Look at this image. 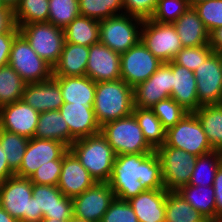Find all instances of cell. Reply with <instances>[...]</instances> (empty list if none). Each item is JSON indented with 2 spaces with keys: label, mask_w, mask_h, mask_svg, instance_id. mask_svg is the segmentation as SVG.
<instances>
[{
  "label": "cell",
  "mask_w": 222,
  "mask_h": 222,
  "mask_svg": "<svg viewBox=\"0 0 222 222\" xmlns=\"http://www.w3.org/2000/svg\"><path fill=\"white\" fill-rule=\"evenodd\" d=\"M0 222H19L9 215L1 206H0Z\"/></svg>",
  "instance_id": "f5cc1de1"
},
{
  "label": "cell",
  "mask_w": 222,
  "mask_h": 222,
  "mask_svg": "<svg viewBox=\"0 0 222 222\" xmlns=\"http://www.w3.org/2000/svg\"><path fill=\"white\" fill-rule=\"evenodd\" d=\"M143 19L128 14L99 21V42L118 54L127 52L141 40Z\"/></svg>",
  "instance_id": "8992f818"
},
{
  "label": "cell",
  "mask_w": 222,
  "mask_h": 222,
  "mask_svg": "<svg viewBox=\"0 0 222 222\" xmlns=\"http://www.w3.org/2000/svg\"><path fill=\"white\" fill-rule=\"evenodd\" d=\"M86 76L94 82L121 79L120 54L98 42L89 47Z\"/></svg>",
  "instance_id": "d6986e66"
},
{
  "label": "cell",
  "mask_w": 222,
  "mask_h": 222,
  "mask_svg": "<svg viewBox=\"0 0 222 222\" xmlns=\"http://www.w3.org/2000/svg\"><path fill=\"white\" fill-rule=\"evenodd\" d=\"M68 150L69 148L59 141L33 137L29 139L22 163L15 175L30 178L43 164L52 160H63Z\"/></svg>",
  "instance_id": "2e32d148"
},
{
  "label": "cell",
  "mask_w": 222,
  "mask_h": 222,
  "mask_svg": "<svg viewBox=\"0 0 222 222\" xmlns=\"http://www.w3.org/2000/svg\"><path fill=\"white\" fill-rule=\"evenodd\" d=\"M80 14L98 21L124 14L122 0H78Z\"/></svg>",
  "instance_id": "d590c367"
},
{
  "label": "cell",
  "mask_w": 222,
  "mask_h": 222,
  "mask_svg": "<svg viewBox=\"0 0 222 222\" xmlns=\"http://www.w3.org/2000/svg\"><path fill=\"white\" fill-rule=\"evenodd\" d=\"M209 45L214 52L222 50V26L209 34Z\"/></svg>",
  "instance_id": "816d5d0a"
},
{
  "label": "cell",
  "mask_w": 222,
  "mask_h": 222,
  "mask_svg": "<svg viewBox=\"0 0 222 222\" xmlns=\"http://www.w3.org/2000/svg\"><path fill=\"white\" fill-rule=\"evenodd\" d=\"M115 197L122 201L151 189H165L161 161L156 151L116 155L108 181Z\"/></svg>",
  "instance_id": "6da1fadb"
},
{
  "label": "cell",
  "mask_w": 222,
  "mask_h": 222,
  "mask_svg": "<svg viewBox=\"0 0 222 222\" xmlns=\"http://www.w3.org/2000/svg\"><path fill=\"white\" fill-rule=\"evenodd\" d=\"M173 25L183 47H198L209 44V33L194 7L190 6Z\"/></svg>",
  "instance_id": "484cf974"
},
{
  "label": "cell",
  "mask_w": 222,
  "mask_h": 222,
  "mask_svg": "<svg viewBox=\"0 0 222 222\" xmlns=\"http://www.w3.org/2000/svg\"><path fill=\"white\" fill-rule=\"evenodd\" d=\"M78 0H49L48 22L64 29L80 16Z\"/></svg>",
  "instance_id": "f35d334b"
},
{
  "label": "cell",
  "mask_w": 222,
  "mask_h": 222,
  "mask_svg": "<svg viewBox=\"0 0 222 222\" xmlns=\"http://www.w3.org/2000/svg\"><path fill=\"white\" fill-rule=\"evenodd\" d=\"M33 198L38 205V216L68 221L73 216L72 198L62 194L57 186L33 184Z\"/></svg>",
  "instance_id": "ac0fdd59"
},
{
  "label": "cell",
  "mask_w": 222,
  "mask_h": 222,
  "mask_svg": "<svg viewBox=\"0 0 222 222\" xmlns=\"http://www.w3.org/2000/svg\"><path fill=\"white\" fill-rule=\"evenodd\" d=\"M69 149L96 182L108 183L116 155L101 132L76 139Z\"/></svg>",
  "instance_id": "3957f363"
},
{
  "label": "cell",
  "mask_w": 222,
  "mask_h": 222,
  "mask_svg": "<svg viewBox=\"0 0 222 222\" xmlns=\"http://www.w3.org/2000/svg\"><path fill=\"white\" fill-rule=\"evenodd\" d=\"M166 189H151L128 200L139 222H165Z\"/></svg>",
  "instance_id": "603a6c76"
},
{
  "label": "cell",
  "mask_w": 222,
  "mask_h": 222,
  "mask_svg": "<svg viewBox=\"0 0 222 222\" xmlns=\"http://www.w3.org/2000/svg\"><path fill=\"white\" fill-rule=\"evenodd\" d=\"M177 192L208 222L216 220L215 191L213 186L202 187L187 184L180 187Z\"/></svg>",
  "instance_id": "f1b7e54d"
},
{
  "label": "cell",
  "mask_w": 222,
  "mask_h": 222,
  "mask_svg": "<svg viewBox=\"0 0 222 222\" xmlns=\"http://www.w3.org/2000/svg\"><path fill=\"white\" fill-rule=\"evenodd\" d=\"M22 99L39 113L59 110L64 104L60 86L52 76L37 83H26Z\"/></svg>",
  "instance_id": "44dd1931"
},
{
  "label": "cell",
  "mask_w": 222,
  "mask_h": 222,
  "mask_svg": "<svg viewBox=\"0 0 222 222\" xmlns=\"http://www.w3.org/2000/svg\"><path fill=\"white\" fill-rule=\"evenodd\" d=\"M101 222H139L128 201L117 198L110 204Z\"/></svg>",
  "instance_id": "f6af8a7d"
},
{
  "label": "cell",
  "mask_w": 222,
  "mask_h": 222,
  "mask_svg": "<svg viewBox=\"0 0 222 222\" xmlns=\"http://www.w3.org/2000/svg\"><path fill=\"white\" fill-rule=\"evenodd\" d=\"M173 98L186 111L194 112L199 109L197 83L193 71L175 64L172 61V93Z\"/></svg>",
  "instance_id": "cb8c5ba5"
},
{
  "label": "cell",
  "mask_w": 222,
  "mask_h": 222,
  "mask_svg": "<svg viewBox=\"0 0 222 222\" xmlns=\"http://www.w3.org/2000/svg\"><path fill=\"white\" fill-rule=\"evenodd\" d=\"M133 114L148 144L156 150L166 141V130L150 108L134 107Z\"/></svg>",
  "instance_id": "1f68e13d"
},
{
  "label": "cell",
  "mask_w": 222,
  "mask_h": 222,
  "mask_svg": "<svg viewBox=\"0 0 222 222\" xmlns=\"http://www.w3.org/2000/svg\"><path fill=\"white\" fill-rule=\"evenodd\" d=\"M35 138L56 140L70 148L75 139L70 135L69 128L59 110H51L39 114Z\"/></svg>",
  "instance_id": "83f0119b"
},
{
  "label": "cell",
  "mask_w": 222,
  "mask_h": 222,
  "mask_svg": "<svg viewBox=\"0 0 222 222\" xmlns=\"http://www.w3.org/2000/svg\"><path fill=\"white\" fill-rule=\"evenodd\" d=\"M212 222H222V217L218 218V219H216L215 221H212Z\"/></svg>",
  "instance_id": "6125c7cd"
},
{
  "label": "cell",
  "mask_w": 222,
  "mask_h": 222,
  "mask_svg": "<svg viewBox=\"0 0 222 222\" xmlns=\"http://www.w3.org/2000/svg\"><path fill=\"white\" fill-rule=\"evenodd\" d=\"M214 50L210 45H203L198 47H183L173 58V62L182 67H186L190 71H195Z\"/></svg>",
  "instance_id": "b9f144b4"
},
{
  "label": "cell",
  "mask_w": 222,
  "mask_h": 222,
  "mask_svg": "<svg viewBox=\"0 0 222 222\" xmlns=\"http://www.w3.org/2000/svg\"><path fill=\"white\" fill-rule=\"evenodd\" d=\"M124 13L143 20L150 19L158 0H122Z\"/></svg>",
  "instance_id": "bcb514c9"
},
{
  "label": "cell",
  "mask_w": 222,
  "mask_h": 222,
  "mask_svg": "<svg viewBox=\"0 0 222 222\" xmlns=\"http://www.w3.org/2000/svg\"><path fill=\"white\" fill-rule=\"evenodd\" d=\"M6 32H19V27L15 24L13 9L0 7V34Z\"/></svg>",
  "instance_id": "c3c4849f"
},
{
  "label": "cell",
  "mask_w": 222,
  "mask_h": 222,
  "mask_svg": "<svg viewBox=\"0 0 222 222\" xmlns=\"http://www.w3.org/2000/svg\"><path fill=\"white\" fill-rule=\"evenodd\" d=\"M216 219L222 217V168H218L214 178Z\"/></svg>",
  "instance_id": "681fc988"
},
{
  "label": "cell",
  "mask_w": 222,
  "mask_h": 222,
  "mask_svg": "<svg viewBox=\"0 0 222 222\" xmlns=\"http://www.w3.org/2000/svg\"><path fill=\"white\" fill-rule=\"evenodd\" d=\"M165 144L197 157L213 151L201 123L193 112H188L174 127L166 131Z\"/></svg>",
  "instance_id": "30bf717a"
},
{
  "label": "cell",
  "mask_w": 222,
  "mask_h": 222,
  "mask_svg": "<svg viewBox=\"0 0 222 222\" xmlns=\"http://www.w3.org/2000/svg\"><path fill=\"white\" fill-rule=\"evenodd\" d=\"M5 6L10 7L11 9H15V7L19 4L20 0H2Z\"/></svg>",
  "instance_id": "db71d44e"
},
{
  "label": "cell",
  "mask_w": 222,
  "mask_h": 222,
  "mask_svg": "<svg viewBox=\"0 0 222 222\" xmlns=\"http://www.w3.org/2000/svg\"><path fill=\"white\" fill-rule=\"evenodd\" d=\"M13 13L19 28L29 23L48 22L49 0H20Z\"/></svg>",
  "instance_id": "836d02e7"
},
{
  "label": "cell",
  "mask_w": 222,
  "mask_h": 222,
  "mask_svg": "<svg viewBox=\"0 0 222 222\" xmlns=\"http://www.w3.org/2000/svg\"><path fill=\"white\" fill-rule=\"evenodd\" d=\"M29 138L0 129V145L6 154L8 166L16 172L23 160Z\"/></svg>",
  "instance_id": "8d00e7d4"
},
{
  "label": "cell",
  "mask_w": 222,
  "mask_h": 222,
  "mask_svg": "<svg viewBox=\"0 0 222 222\" xmlns=\"http://www.w3.org/2000/svg\"><path fill=\"white\" fill-rule=\"evenodd\" d=\"M162 63L140 40L120 55L121 79L134 88L155 73Z\"/></svg>",
  "instance_id": "7c38bea8"
},
{
  "label": "cell",
  "mask_w": 222,
  "mask_h": 222,
  "mask_svg": "<svg viewBox=\"0 0 222 222\" xmlns=\"http://www.w3.org/2000/svg\"><path fill=\"white\" fill-rule=\"evenodd\" d=\"M107 182H96L82 194L72 198L73 216L89 222H101L115 199Z\"/></svg>",
  "instance_id": "4fadbf2b"
},
{
  "label": "cell",
  "mask_w": 222,
  "mask_h": 222,
  "mask_svg": "<svg viewBox=\"0 0 222 222\" xmlns=\"http://www.w3.org/2000/svg\"><path fill=\"white\" fill-rule=\"evenodd\" d=\"M67 222H89V221H85L84 219H80L75 216H72Z\"/></svg>",
  "instance_id": "6f0895ef"
},
{
  "label": "cell",
  "mask_w": 222,
  "mask_h": 222,
  "mask_svg": "<svg viewBox=\"0 0 222 222\" xmlns=\"http://www.w3.org/2000/svg\"><path fill=\"white\" fill-rule=\"evenodd\" d=\"M218 54V57L220 59V62H221V66H222V50L216 52Z\"/></svg>",
  "instance_id": "91938a15"
},
{
  "label": "cell",
  "mask_w": 222,
  "mask_h": 222,
  "mask_svg": "<svg viewBox=\"0 0 222 222\" xmlns=\"http://www.w3.org/2000/svg\"><path fill=\"white\" fill-rule=\"evenodd\" d=\"M59 112L68 125L70 135L75 140L101 132V126L96 120L93 106L64 103Z\"/></svg>",
  "instance_id": "7402d4cb"
},
{
  "label": "cell",
  "mask_w": 222,
  "mask_h": 222,
  "mask_svg": "<svg viewBox=\"0 0 222 222\" xmlns=\"http://www.w3.org/2000/svg\"><path fill=\"white\" fill-rule=\"evenodd\" d=\"M155 151L161 161L162 179L167 191H177L190 183L197 156L165 143Z\"/></svg>",
  "instance_id": "ba28073f"
},
{
  "label": "cell",
  "mask_w": 222,
  "mask_h": 222,
  "mask_svg": "<svg viewBox=\"0 0 222 222\" xmlns=\"http://www.w3.org/2000/svg\"><path fill=\"white\" fill-rule=\"evenodd\" d=\"M62 169V160H52L40 166L29 178L33 184L57 186Z\"/></svg>",
  "instance_id": "ee69618b"
},
{
  "label": "cell",
  "mask_w": 222,
  "mask_h": 222,
  "mask_svg": "<svg viewBox=\"0 0 222 222\" xmlns=\"http://www.w3.org/2000/svg\"><path fill=\"white\" fill-rule=\"evenodd\" d=\"M193 72L199 106L222 104V66L218 54L213 52Z\"/></svg>",
  "instance_id": "5bb4252c"
},
{
  "label": "cell",
  "mask_w": 222,
  "mask_h": 222,
  "mask_svg": "<svg viewBox=\"0 0 222 222\" xmlns=\"http://www.w3.org/2000/svg\"><path fill=\"white\" fill-rule=\"evenodd\" d=\"M218 168L219 158L216 150L198 156L189 185L202 187L213 186Z\"/></svg>",
  "instance_id": "74e56055"
},
{
  "label": "cell",
  "mask_w": 222,
  "mask_h": 222,
  "mask_svg": "<svg viewBox=\"0 0 222 222\" xmlns=\"http://www.w3.org/2000/svg\"><path fill=\"white\" fill-rule=\"evenodd\" d=\"M65 41L90 47L99 42V21L93 18L78 16L64 29Z\"/></svg>",
  "instance_id": "f546056e"
},
{
  "label": "cell",
  "mask_w": 222,
  "mask_h": 222,
  "mask_svg": "<svg viewBox=\"0 0 222 222\" xmlns=\"http://www.w3.org/2000/svg\"><path fill=\"white\" fill-rule=\"evenodd\" d=\"M189 7L188 0H158L150 20L173 24Z\"/></svg>",
  "instance_id": "60d3db41"
},
{
  "label": "cell",
  "mask_w": 222,
  "mask_h": 222,
  "mask_svg": "<svg viewBox=\"0 0 222 222\" xmlns=\"http://www.w3.org/2000/svg\"><path fill=\"white\" fill-rule=\"evenodd\" d=\"M150 109L161 121L162 126L166 131L169 128L174 127L188 113V111L171 97L159 101Z\"/></svg>",
  "instance_id": "ab89813d"
},
{
  "label": "cell",
  "mask_w": 222,
  "mask_h": 222,
  "mask_svg": "<svg viewBox=\"0 0 222 222\" xmlns=\"http://www.w3.org/2000/svg\"><path fill=\"white\" fill-rule=\"evenodd\" d=\"M26 82L8 64L0 67V107L21 100Z\"/></svg>",
  "instance_id": "e575fe53"
},
{
  "label": "cell",
  "mask_w": 222,
  "mask_h": 222,
  "mask_svg": "<svg viewBox=\"0 0 222 222\" xmlns=\"http://www.w3.org/2000/svg\"><path fill=\"white\" fill-rule=\"evenodd\" d=\"M93 109L100 126L132 114L133 87L122 79L96 82Z\"/></svg>",
  "instance_id": "7a4b0ae2"
},
{
  "label": "cell",
  "mask_w": 222,
  "mask_h": 222,
  "mask_svg": "<svg viewBox=\"0 0 222 222\" xmlns=\"http://www.w3.org/2000/svg\"><path fill=\"white\" fill-rule=\"evenodd\" d=\"M19 33L52 68L57 64L66 42L62 28L49 22L29 23L22 25Z\"/></svg>",
  "instance_id": "52a82bcc"
},
{
  "label": "cell",
  "mask_w": 222,
  "mask_h": 222,
  "mask_svg": "<svg viewBox=\"0 0 222 222\" xmlns=\"http://www.w3.org/2000/svg\"><path fill=\"white\" fill-rule=\"evenodd\" d=\"M205 0H188L190 6H194L196 3L202 2Z\"/></svg>",
  "instance_id": "680465c9"
},
{
  "label": "cell",
  "mask_w": 222,
  "mask_h": 222,
  "mask_svg": "<svg viewBox=\"0 0 222 222\" xmlns=\"http://www.w3.org/2000/svg\"><path fill=\"white\" fill-rule=\"evenodd\" d=\"M19 32H6L0 34V67L8 65L11 48Z\"/></svg>",
  "instance_id": "7dc6e473"
},
{
  "label": "cell",
  "mask_w": 222,
  "mask_h": 222,
  "mask_svg": "<svg viewBox=\"0 0 222 222\" xmlns=\"http://www.w3.org/2000/svg\"><path fill=\"white\" fill-rule=\"evenodd\" d=\"M0 7H8V6H5L2 0H0Z\"/></svg>",
  "instance_id": "94428289"
},
{
  "label": "cell",
  "mask_w": 222,
  "mask_h": 222,
  "mask_svg": "<svg viewBox=\"0 0 222 222\" xmlns=\"http://www.w3.org/2000/svg\"><path fill=\"white\" fill-rule=\"evenodd\" d=\"M213 150L222 148V104L201 106L193 112Z\"/></svg>",
  "instance_id": "4dcf8cb0"
},
{
  "label": "cell",
  "mask_w": 222,
  "mask_h": 222,
  "mask_svg": "<svg viewBox=\"0 0 222 222\" xmlns=\"http://www.w3.org/2000/svg\"><path fill=\"white\" fill-rule=\"evenodd\" d=\"M40 222H66V221H62V220H57L56 218H43Z\"/></svg>",
  "instance_id": "9f6ffc18"
},
{
  "label": "cell",
  "mask_w": 222,
  "mask_h": 222,
  "mask_svg": "<svg viewBox=\"0 0 222 222\" xmlns=\"http://www.w3.org/2000/svg\"><path fill=\"white\" fill-rule=\"evenodd\" d=\"M219 158V167L222 168V148L216 150Z\"/></svg>",
  "instance_id": "11a10c76"
},
{
  "label": "cell",
  "mask_w": 222,
  "mask_h": 222,
  "mask_svg": "<svg viewBox=\"0 0 222 222\" xmlns=\"http://www.w3.org/2000/svg\"><path fill=\"white\" fill-rule=\"evenodd\" d=\"M101 134L107 139L115 155L152 153L155 151L145 140L133 113L105 123L101 126Z\"/></svg>",
  "instance_id": "5b68a950"
},
{
  "label": "cell",
  "mask_w": 222,
  "mask_h": 222,
  "mask_svg": "<svg viewBox=\"0 0 222 222\" xmlns=\"http://www.w3.org/2000/svg\"><path fill=\"white\" fill-rule=\"evenodd\" d=\"M39 112L23 99L0 107V129L29 139L34 137Z\"/></svg>",
  "instance_id": "e0dca14e"
},
{
  "label": "cell",
  "mask_w": 222,
  "mask_h": 222,
  "mask_svg": "<svg viewBox=\"0 0 222 222\" xmlns=\"http://www.w3.org/2000/svg\"><path fill=\"white\" fill-rule=\"evenodd\" d=\"M15 175V172L8 166L6 154L0 145V183Z\"/></svg>",
  "instance_id": "f907efd6"
},
{
  "label": "cell",
  "mask_w": 222,
  "mask_h": 222,
  "mask_svg": "<svg viewBox=\"0 0 222 222\" xmlns=\"http://www.w3.org/2000/svg\"><path fill=\"white\" fill-rule=\"evenodd\" d=\"M8 64L26 83L46 81L53 76V68L37 55L20 33L14 39Z\"/></svg>",
  "instance_id": "9c48e42d"
},
{
  "label": "cell",
  "mask_w": 222,
  "mask_h": 222,
  "mask_svg": "<svg viewBox=\"0 0 222 222\" xmlns=\"http://www.w3.org/2000/svg\"><path fill=\"white\" fill-rule=\"evenodd\" d=\"M89 47L65 42L53 76H86Z\"/></svg>",
  "instance_id": "4316f807"
},
{
  "label": "cell",
  "mask_w": 222,
  "mask_h": 222,
  "mask_svg": "<svg viewBox=\"0 0 222 222\" xmlns=\"http://www.w3.org/2000/svg\"><path fill=\"white\" fill-rule=\"evenodd\" d=\"M172 93V61L162 63L146 81L133 88L134 107L151 108Z\"/></svg>",
  "instance_id": "9a60e30c"
},
{
  "label": "cell",
  "mask_w": 222,
  "mask_h": 222,
  "mask_svg": "<svg viewBox=\"0 0 222 222\" xmlns=\"http://www.w3.org/2000/svg\"><path fill=\"white\" fill-rule=\"evenodd\" d=\"M33 183L16 175L0 183V206L19 222H40L38 205L32 197Z\"/></svg>",
  "instance_id": "277c9868"
},
{
  "label": "cell",
  "mask_w": 222,
  "mask_h": 222,
  "mask_svg": "<svg viewBox=\"0 0 222 222\" xmlns=\"http://www.w3.org/2000/svg\"><path fill=\"white\" fill-rule=\"evenodd\" d=\"M60 86L64 103L93 106L96 82L88 76H53Z\"/></svg>",
  "instance_id": "d4e9b609"
},
{
  "label": "cell",
  "mask_w": 222,
  "mask_h": 222,
  "mask_svg": "<svg viewBox=\"0 0 222 222\" xmlns=\"http://www.w3.org/2000/svg\"><path fill=\"white\" fill-rule=\"evenodd\" d=\"M141 42L161 62H171L183 48L176 28L170 23L143 20Z\"/></svg>",
  "instance_id": "8fae6325"
},
{
  "label": "cell",
  "mask_w": 222,
  "mask_h": 222,
  "mask_svg": "<svg viewBox=\"0 0 222 222\" xmlns=\"http://www.w3.org/2000/svg\"><path fill=\"white\" fill-rule=\"evenodd\" d=\"M165 222H208L177 191H167Z\"/></svg>",
  "instance_id": "d6a6232c"
},
{
  "label": "cell",
  "mask_w": 222,
  "mask_h": 222,
  "mask_svg": "<svg viewBox=\"0 0 222 222\" xmlns=\"http://www.w3.org/2000/svg\"><path fill=\"white\" fill-rule=\"evenodd\" d=\"M193 7L209 34L222 26V0H205Z\"/></svg>",
  "instance_id": "7bdbcfd3"
},
{
  "label": "cell",
  "mask_w": 222,
  "mask_h": 222,
  "mask_svg": "<svg viewBox=\"0 0 222 222\" xmlns=\"http://www.w3.org/2000/svg\"><path fill=\"white\" fill-rule=\"evenodd\" d=\"M96 183L80 160L69 149L63 156L62 169L57 187L62 194L74 198Z\"/></svg>",
  "instance_id": "ffe728a7"
}]
</instances>
